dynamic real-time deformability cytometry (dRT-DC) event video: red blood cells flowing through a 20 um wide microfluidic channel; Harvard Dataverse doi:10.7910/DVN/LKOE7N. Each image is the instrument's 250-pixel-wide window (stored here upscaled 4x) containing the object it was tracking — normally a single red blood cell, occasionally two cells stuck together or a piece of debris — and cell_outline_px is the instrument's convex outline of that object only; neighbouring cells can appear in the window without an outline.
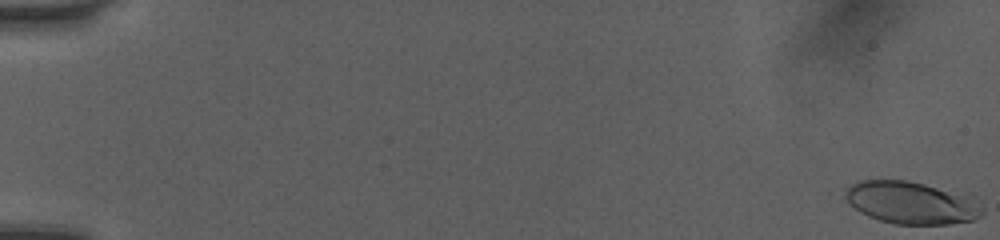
{"species": "human", "species_latin": "Homo sapiens", "temperature_condition": "room temperature", "stored_images_in_passage": 19, "camera_frame_rate_fps": 3000, "um_per_image_px": 0.085, "donor": {"sex": "female"}, "frame": {"image": 1, "passage_image": 1, "time_ms": 0.0, "image_size_px": [1000, 240], "cell_outline_px": [[984, 212], [980, 216], [972, 220], [948, 224], [896, 224], [880, 220], [868, 216], [860, 212], [844, 196], [844, 188], [860, 180], [908, 180], [968, 192], [984, 208]], "centroid_in_image_um": [77.54, 17.2], "position_along_channel_um": 7.5, "area_um2": 34.51}}
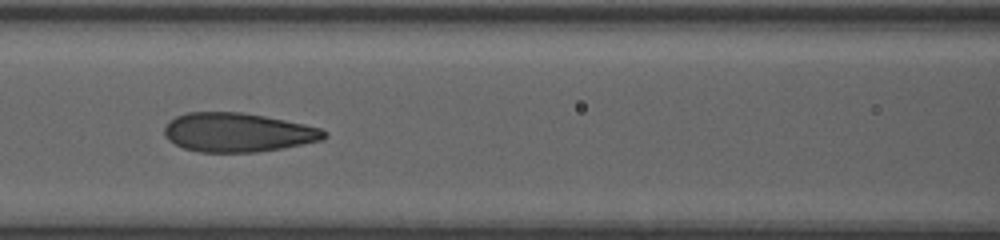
{"frame": {"image": 2, "passage_image": 10, "time_ms": 3.0, "image_size_px": [1000, 240], "cell_outline_px": [[328, 136], [324, 140], [280, 148], [256, 152], [200, 152], [184, 148], [168, 140], [164, 136], [164, 128], [168, 120], [176, 116], [188, 112], [240, 112], [264, 116], [304, 124], [320, 128], [328, 132]], "centroid_in_image_um": [20.2, 11.25], "position_along_channel_um": 146.4, "area_um2": 36.36}}
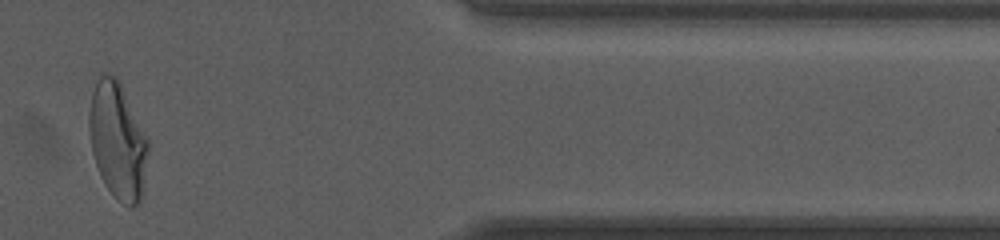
{"frame": {"image": 3, "passage_image": 17, "time_ms": 5.333, "image_size_px": [1000, 240], "cell_outline_px": [[148, 152], [140, 204], [132, 208], [128, 208], [104, 184], [100, 176], [92, 152], [88, 128], [88, 112], [92, 92], [100, 76], [104, 72], [108, 72], [116, 76], [120, 80], [148, 140]], "centroid_in_image_um": [9.99, 11.93], "position_along_channel_um": 401.4, "area_um2": 40.11}}